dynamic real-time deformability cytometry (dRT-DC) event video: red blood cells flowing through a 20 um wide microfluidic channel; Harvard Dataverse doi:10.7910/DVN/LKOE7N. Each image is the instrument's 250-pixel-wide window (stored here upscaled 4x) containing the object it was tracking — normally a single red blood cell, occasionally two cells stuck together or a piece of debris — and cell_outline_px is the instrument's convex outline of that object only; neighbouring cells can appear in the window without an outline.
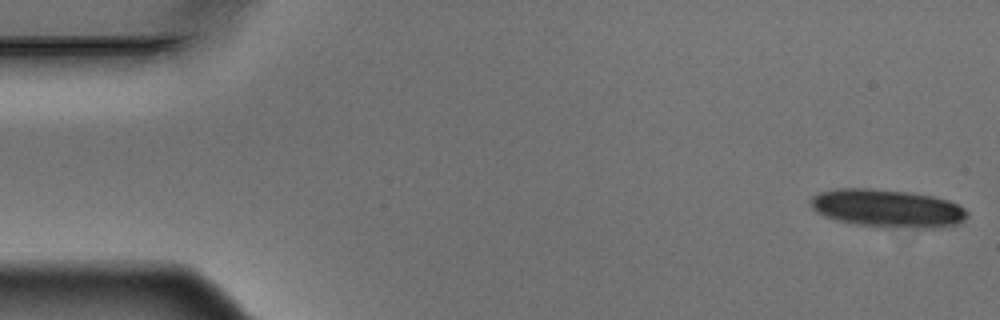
{"species": "Egyptian fruit bat (a non-hibernating species)", "species_latin": "Rousettus aegyptiacus", "temperature_condition": "warm", "stored_images_in_passage": 5, "camera_frame_rate_fps": 3000, "um_per_image_px": 0.085, "animal": {"sex": "male"}, "frame": {"image": 1, "passage_image": 1, "time_ms": 0.0, "image_size_px": [1000, 320], "cell_outline_px": [[968, 216], [960, 224], [944, 228], [880, 228], [856, 224], [836, 220], [824, 216], [816, 212], [812, 208], [812, 196], [820, 192], [836, 188], [872, 188], [908, 192], [932, 196], [948, 200], [964, 208], [968, 212]], "centroid_in_image_um": [75.46, 17.73], "position_along_channel_um": 9.5, "area_um2": 35.2}}